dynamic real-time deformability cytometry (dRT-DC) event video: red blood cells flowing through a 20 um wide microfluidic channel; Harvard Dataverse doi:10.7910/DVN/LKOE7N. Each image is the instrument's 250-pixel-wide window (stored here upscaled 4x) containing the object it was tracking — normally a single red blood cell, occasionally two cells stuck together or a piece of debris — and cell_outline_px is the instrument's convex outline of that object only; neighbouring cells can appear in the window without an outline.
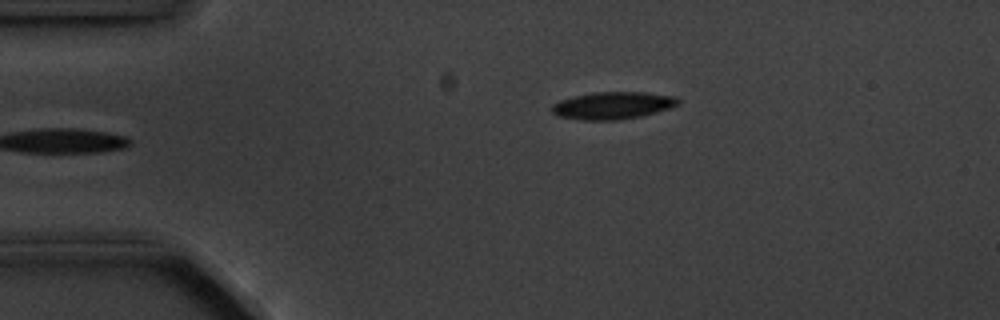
{"species": "common noctule bat (a hibernating species)", "species_latin": "Nyctalus noctula", "temperature_condition": "cold", "stored_images_in_passage": 3, "camera_frame_rate_fps": 3000, "um_per_image_px": 0.085, "animal": {"sex": "male", "body_mass_g": 20.1, "forearm_length_mm": 53.5}, "frame": {"image": 1, "passage_image": 3, "time_ms": 2.333, "image_size_px": [1000, 320], "cell_outline_px": [[680, 104], [656, 112], [640, 116], [616, 120], [584, 120], [556, 116], [552, 112], [552, 104], [560, 100], [572, 96], [592, 92], [644, 92], [676, 96], [680, 100]], "centroid_in_image_um": [52.07, 8.96], "position_along_channel_um": 32.9, "area_um2": 20.17}}